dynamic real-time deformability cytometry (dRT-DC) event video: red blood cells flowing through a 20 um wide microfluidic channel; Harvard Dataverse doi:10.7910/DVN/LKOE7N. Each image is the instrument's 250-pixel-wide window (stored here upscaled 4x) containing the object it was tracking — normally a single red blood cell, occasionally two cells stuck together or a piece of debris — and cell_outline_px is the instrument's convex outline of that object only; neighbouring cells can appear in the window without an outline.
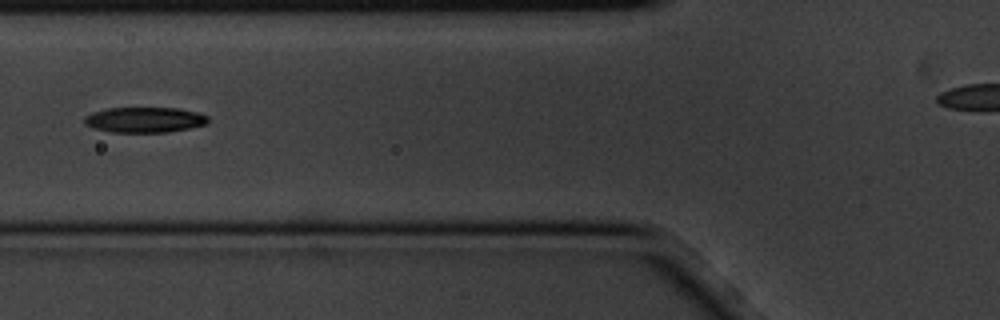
{"species": "common noctule bat (a hibernating species)", "species_latin": "Nyctalus noctula", "temperature_condition": "cold", "stored_images_in_passage": 10, "camera_frame_rate_fps": 3000, "um_per_image_px": 0.085, "animal": {"sex": "male", "body_mass_g": 20.1, "forearm_length_mm": 53.5}, "frame": {"image": 1, "passage_image": 4, "time_ms": 1.0, "image_size_px": [1000, 320], "cell_outline_px": [[208, 120], [204, 124], [188, 128], [168, 132], [112, 132], [96, 128], [84, 124], [84, 116], [92, 112], [108, 108], [176, 108], [196, 112], [208, 116]], "centroid_in_image_um": [12.25, 10.18], "position_along_channel_um": 113.5, "area_um2": 18.09}}
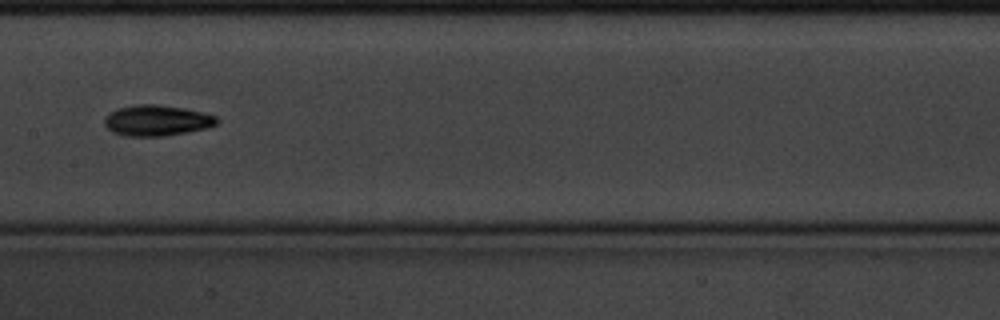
{"frame": {"image": 2, "passage_image": 6, "time_ms": 1.667, "image_size_px": [1000, 320], "cell_outline_px": [[220, 120], [216, 124], [208, 128], [188, 132], [164, 136], [124, 136], [112, 132], [104, 124], [104, 116], [108, 112], [116, 108], [132, 104], [156, 104], [184, 108], [216, 116]], "centroid_in_image_um": [13.28, 10.23], "position_along_channel_um": 194.1, "area_um2": 20.46}}
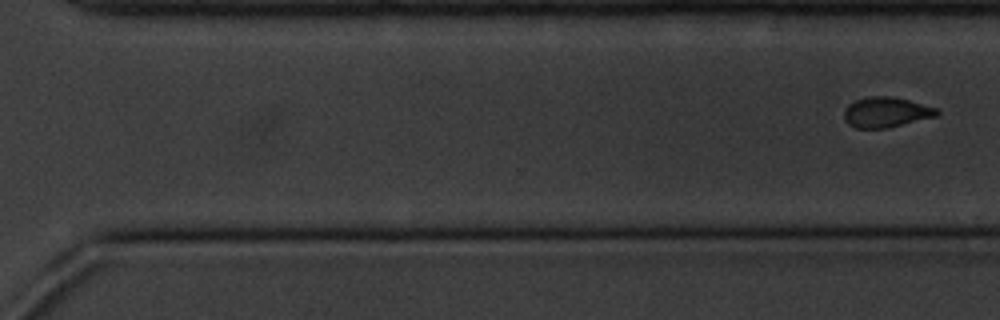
{"frame": {"image": 3, "passage_image": 10, "time_ms": 3.0, "image_size_px": [1000, 320], "cell_outline_px": [[940, 112], [936, 116], [888, 128], [856, 128], [848, 124], [844, 120], [844, 108], [848, 104], [856, 100], [868, 96], [892, 96], [908, 100], [936, 108]], "centroid_in_image_um": [75.28, 9.54], "position_along_channel_um": 295.3, "area_um2": 16.36}}